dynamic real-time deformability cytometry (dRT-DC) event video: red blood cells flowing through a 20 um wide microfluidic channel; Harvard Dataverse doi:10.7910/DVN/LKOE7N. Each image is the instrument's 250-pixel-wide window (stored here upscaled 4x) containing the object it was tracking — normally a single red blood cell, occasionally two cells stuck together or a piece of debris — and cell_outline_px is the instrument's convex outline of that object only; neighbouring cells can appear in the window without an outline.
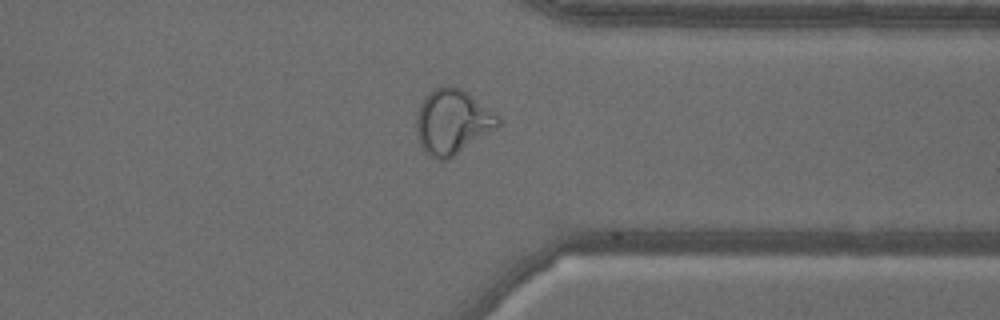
{"species": "common noctule bat (a hibernating species)", "species_latin": "Nyctalus noctula", "temperature_condition": "warm", "stored_images_in_passage": 44, "camera_frame_rate_fps": 3000, "um_per_image_px": 0.085, "animal": {"sex": "male", "body_mass_g": 18.8}, "frame": {"image": 1, "passage_image": 43, "time_ms": 14.0, "image_size_px": [1000, 320], "cell_outline_px": [[500, 124], [496, 128], [448, 160], [436, 160], [428, 156], [424, 152], [420, 144], [416, 132], [416, 116], [420, 104], [436, 88], [452, 84], [460, 88], [472, 96], [492, 112], [500, 120]], "centroid_in_image_um": [38.41, 10.39], "position_along_channel_um": 373.0, "area_um2": 30.4}}